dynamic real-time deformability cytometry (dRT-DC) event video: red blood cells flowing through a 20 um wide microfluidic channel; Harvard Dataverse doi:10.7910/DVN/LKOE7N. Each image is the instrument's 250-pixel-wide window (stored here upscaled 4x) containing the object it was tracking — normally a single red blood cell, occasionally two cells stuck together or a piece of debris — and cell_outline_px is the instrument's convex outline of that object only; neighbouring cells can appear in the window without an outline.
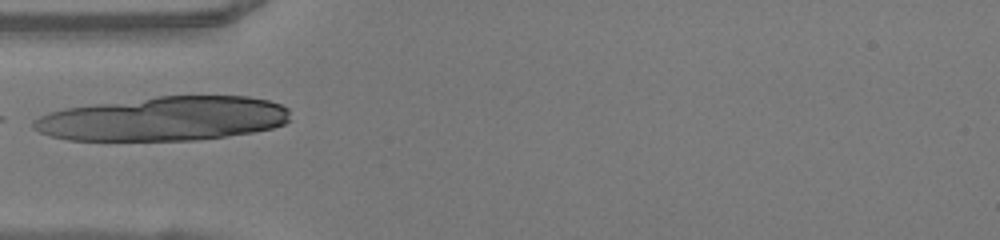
{"species": "human", "species_latin": "Homo sapiens", "temperature_condition": "warm", "stored_images_in_passage": 15, "camera_frame_rate_fps": 3000, "um_per_image_px": 0.085, "donor": {"sex": "female"}, "frame": {"image": 1, "passage_image": 1, "time_ms": 0.0, "image_size_px": [1000, 240], "cell_outline_px": [[292, 120], [284, 124], [272, 128], [252, 132], [196, 140], [68, 140], [52, 136], [40, 132], [32, 128], [32, 120], [48, 112], [64, 108], [156, 96], [248, 96], [268, 100], [280, 104], [288, 108]], "centroid_in_image_um": [13.93, 10.09], "position_along_channel_um": 71.1, "area_um2": 66.18}}
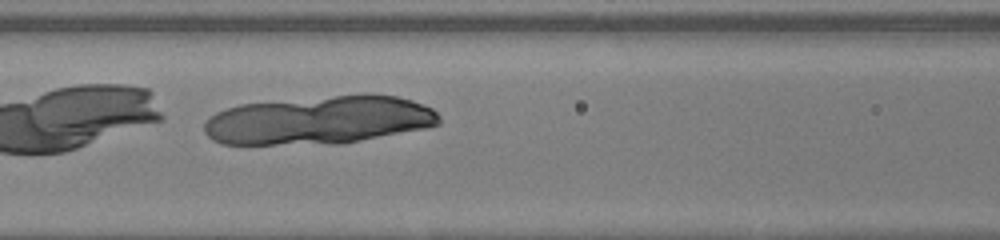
{"frame": {"image": 2, "passage_image": 6, "time_ms": 1.667, "image_size_px": [1000, 240], "cell_outline_px": [[440, 124], [424, 128], [340, 144], [224, 144], [212, 140], [204, 132], [204, 124], [208, 116], [216, 112], [240, 104], [364, 92], [368, 92], [396, 96], [412, 100], [432, 108], [440, 116]], "centroid_in_image_um": [27.13, 10.19], "position_along_channel_um": 139.5, "area_um2": 66.87}}